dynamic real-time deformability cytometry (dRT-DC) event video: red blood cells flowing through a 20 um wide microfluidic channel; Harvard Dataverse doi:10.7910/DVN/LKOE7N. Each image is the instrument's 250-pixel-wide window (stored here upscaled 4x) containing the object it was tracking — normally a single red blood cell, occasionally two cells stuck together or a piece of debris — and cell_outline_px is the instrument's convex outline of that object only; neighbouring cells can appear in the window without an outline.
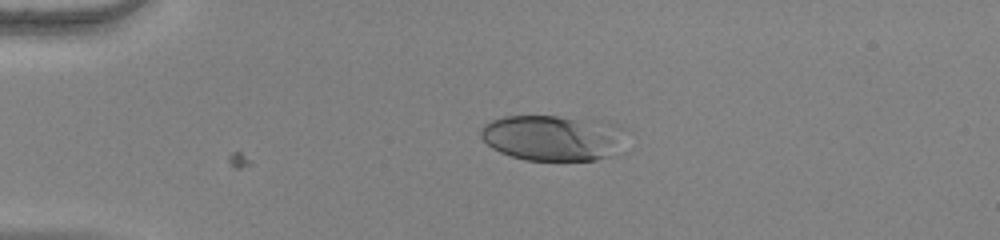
{"species": "human", "species_latin": "Homo sapiens", "temperature_condition": "warm", "stored_images_in_passage": 34, "camera_frame_rate_fps": 3000, "um_per_image_px": 0.085, "donor": {"sex": "female"}, "frame": {"image": 1, "passage_image": 1, "time_ms": 0.0, "image_size_px": [1000, 240], "cell_outline_px": [[612, 140], [608, 156], [596, 160], [524, 160], [500, 152], [492, 148], [480, 136], [480, 128], [484, 124], [492, 120], [504, 116], [556, 116], [572, 120]], "centroid_in_image_um": [46.3, 11.79], "position_along_channel_um": 38.7, "area_um2": 33.52}}
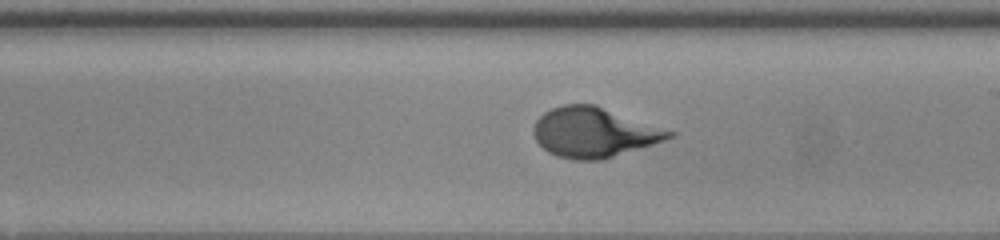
{"frame": {"image": 2, "passage_image": 20, "time_ms": 6.333, "image_size_px": [1000, 240], "cell_outline_px": [[676, 136], [604, 160], [572, 160], [556, 156], [548, 152], [536, 140], [532, 132], [532, 128], [536, 120], [544, 112], [552, 108], [564, 104], [596, 104], [676, 132]], "centroid_in_image_um": [50.48, 11.25], "position_along_channel_um": 238.5, "area_um2": 39.65}}
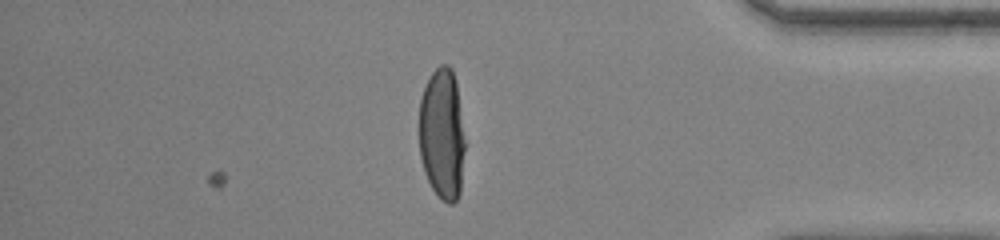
{"frame": {"image": 3, "passage_image": 34, "time_ms": 11.0, "image_size_px": [1000, 240], "cell_outline_px": [[464, 148], [460, 192], [456, 200], [452, 204], [448, 204], [440, 200], [432, 188], [424, 172], [420, 156], [420, 100], [424, 88], [432, 72], [440, 64], [448, 64], [452, 68], [456, 84], [464, 140]], "centroid_in_image_um": [37.57, 11.43], "position_along_channel_um": 397.6, "area_um2": 34.8}}